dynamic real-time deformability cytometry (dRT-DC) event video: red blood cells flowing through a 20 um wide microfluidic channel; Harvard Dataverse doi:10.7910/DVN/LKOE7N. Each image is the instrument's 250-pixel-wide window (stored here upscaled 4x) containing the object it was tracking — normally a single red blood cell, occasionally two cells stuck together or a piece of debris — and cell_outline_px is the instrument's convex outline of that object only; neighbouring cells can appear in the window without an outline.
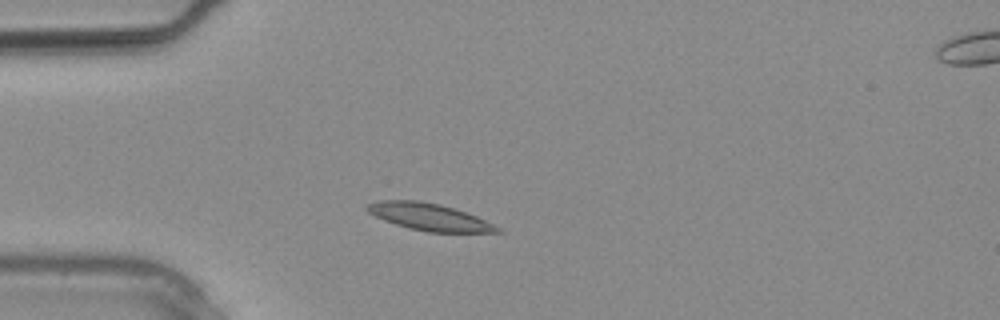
{"species": "common noctule bat (a hibernating species)", "species_latin": "Nyctalus noctula", "temperature_condition": "warm", "stored_images_in_passage": 26, "camera_frame_rate_fps": 3000, "um_per_image_px": 0.085, "animal": {"sex": "male", "body_mass_g": 20.4}, "frame": {"image": 1, "passage_image": 5, "time_ms": 1.333, "image_size_px": [1000, 320], "cell_outline_px": [[504, 232], [428, 232], [408, 228], [384, 220], [368, 212], [364, 208], [364, 204], [376, 200], [420, 200], [440, 204], [476, 216], [500, 228]], "centroid_in_image_um": [36.41, 18.42], "position_along_channel_um": 48.6, "area_um2": 20.46}}
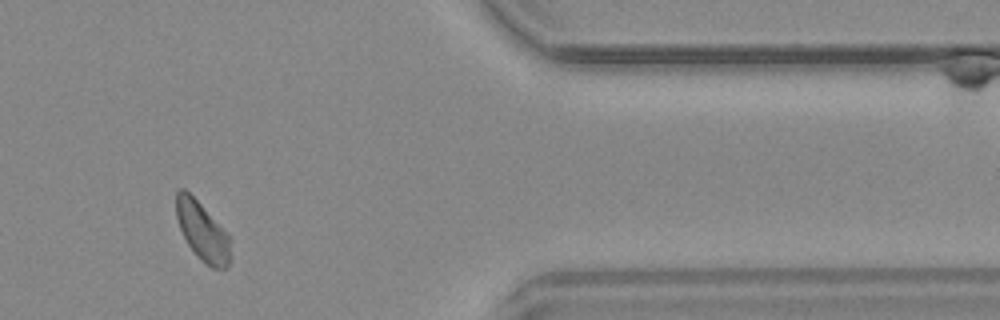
{"frame": {"image": 2, "passage_image": 22, "time_ms": 7.0, "image_size_px": [1000, 320], "cell_outline_px": [[228, 264], [224, 268], [212, 268], [188, 244], [180, 228], [176, 216], [176, 192], [180, 188], [184, 188], [200, 204], [228, 236]], "centroid_in_image_um": [17.13, 19.61], "position_along_channel_um": 394.3, "area_um2": 17.28}}